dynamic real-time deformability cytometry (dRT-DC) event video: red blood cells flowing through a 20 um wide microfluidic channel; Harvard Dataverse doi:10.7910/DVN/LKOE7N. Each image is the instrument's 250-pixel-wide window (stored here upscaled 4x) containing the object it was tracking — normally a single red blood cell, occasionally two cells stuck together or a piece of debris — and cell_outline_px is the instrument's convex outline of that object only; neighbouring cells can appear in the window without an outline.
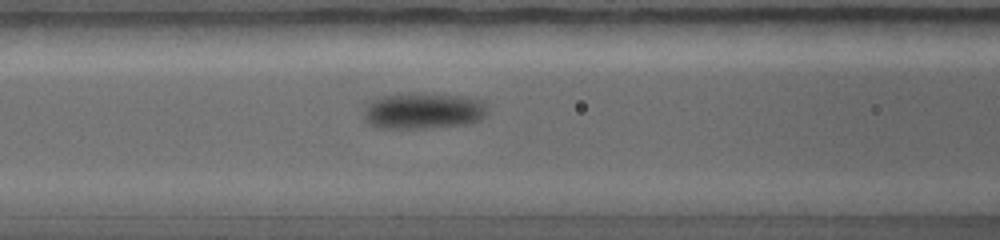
{"species": "common noctule bat (a hibernating species)", "species_latin": "Nyctalus noctula", "temperature_condition": "warm", "stored_images_in_passage": 29, "camera_frame_rate_fps": 5000, "um_per_image_px": 0.085, "animal": {"sex": "female", "body_mass_g": 19.0, "forearm_length_mm": 56.7}, "frame": {"image": 1, "passage_image": 10, "time_ms": 2.6, "image_size_px": [1000, 240], "cell_outline_px": [[488, 112], [480, 120], [468, 124], [424, 128], [376, 128], [364, 120], [364, 108], [372, 100], [384, 96], [460, 96], [484, 100]], "centroid_in_image_um": [36.0, 9.48], "position_along_channel_um": 130.6, "area_um2": 25.2}}
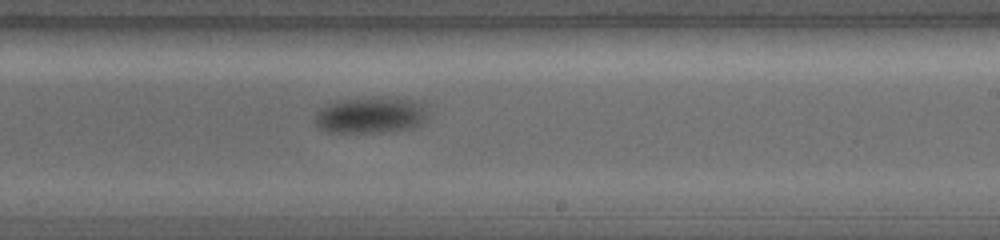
{"frame": {"image": 2, "passage_image": 18, "time_ms": 4.8, "image_size_px": [1000, 240], "cell_outline_px": [[424, 120], [420, 124], [412, 128], [384, 132], [328, 132], [320, 128], [316, 124], [316, 112], [328, 104], [344, 100], [372, 96], [420, 100], [424, 104]], "centroid_in_image_um": [31.52, 9.77], "position_along_channel_um": 257.5, "area_um2": 23.76}}
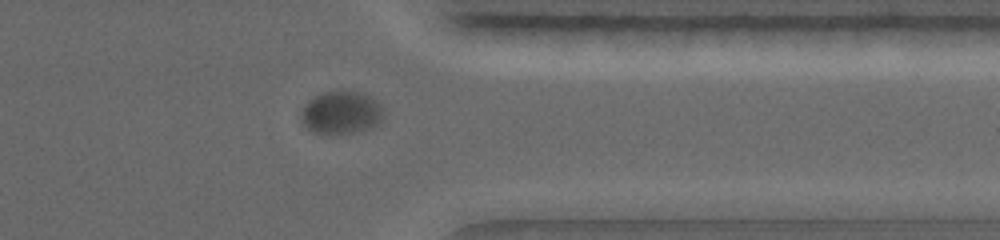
{"frame": {"image": 3, "passage_image": 26, "time_ms": 7.0, "image_size_px": [1000, 240], "cell_outline_px": [[384, 112], [380, 120], [372, 128], [352, 132], [312, 132], [300, 120], [304, 108], [308, 100], [324, 92], [364, 92]], "centroid_in_image_um": [28.98, 9.57], "position_along_channel_um": 382.4, "area_um2": 19.65}}